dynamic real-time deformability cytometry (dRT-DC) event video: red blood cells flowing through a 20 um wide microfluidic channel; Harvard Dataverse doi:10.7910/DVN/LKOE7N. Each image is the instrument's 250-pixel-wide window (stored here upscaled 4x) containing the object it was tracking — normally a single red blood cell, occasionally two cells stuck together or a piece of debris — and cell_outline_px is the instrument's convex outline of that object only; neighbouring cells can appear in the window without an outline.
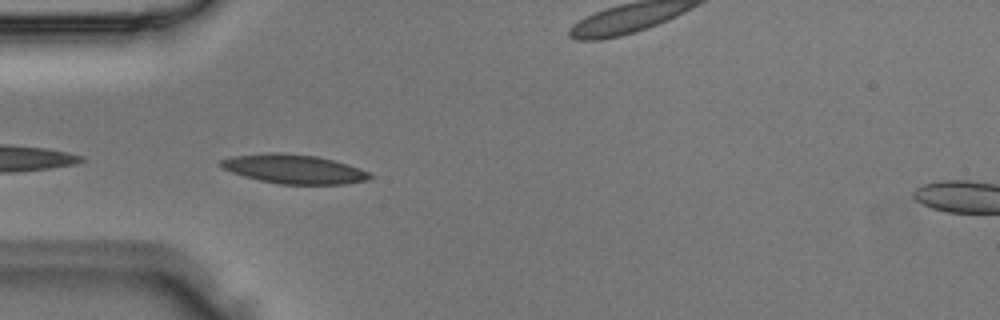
{"species": "Egyptian fruit bat (a non-hibernating species)", "species_latin": "Rousettus aegyptiacus", "temperature_condition": "room temperature", "stored_images_in_passage": 5, "segment_of_instrument_passage": [1, 2], "camera_frame_rate_fps": 3000, "um_per_image_px": 0.085, "animal": {"sex": "male"}, "frame": {"image": 1, "passage_image": 3, "time_ms": 0.667, "image_size_px": [1000, 320], "cell_outline_px": [[372, 176], [368, 180], [344, 184], [280, 184], [260, 180], [244, 176], [232, 172], [224, 168], [220, 164], [220, 160], [232, 156], [268, 152], [280, 152], [316, 156], [348, 164], [372, 172]], "centroid_in_image_um": [25.01, 14.36], "position_along_channel_um": 60.0, "area_um2": 25.26}}
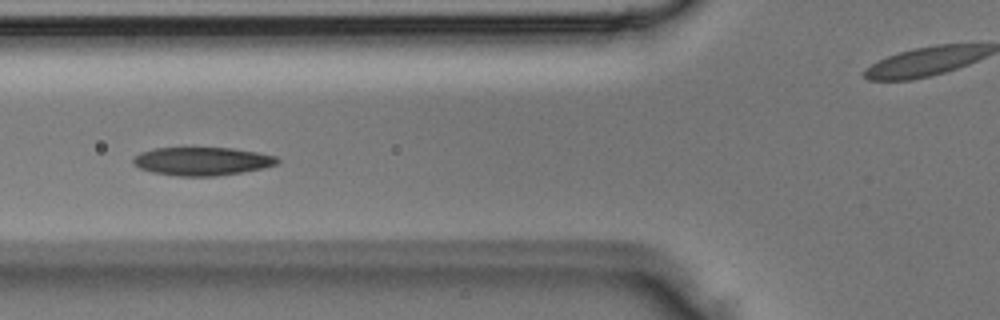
{"frame": {"image": 2, "passage_image": 4, "time_ms": 1.0, "image_size_px": [1000, 320], "cell_outline_px": [[280, 160], [276, 164], [264, 168], [216, 176], [180, 176], [152, 172], [140, 168], [132, 164], [132, 160], [140, 152], [152, 148], [232, 148], [256, 152], [276, 156]], "centroid_in_image_um": [17.16, 13.7], "position_along_channel_um": 108.6, "area_um2": 23.64}}